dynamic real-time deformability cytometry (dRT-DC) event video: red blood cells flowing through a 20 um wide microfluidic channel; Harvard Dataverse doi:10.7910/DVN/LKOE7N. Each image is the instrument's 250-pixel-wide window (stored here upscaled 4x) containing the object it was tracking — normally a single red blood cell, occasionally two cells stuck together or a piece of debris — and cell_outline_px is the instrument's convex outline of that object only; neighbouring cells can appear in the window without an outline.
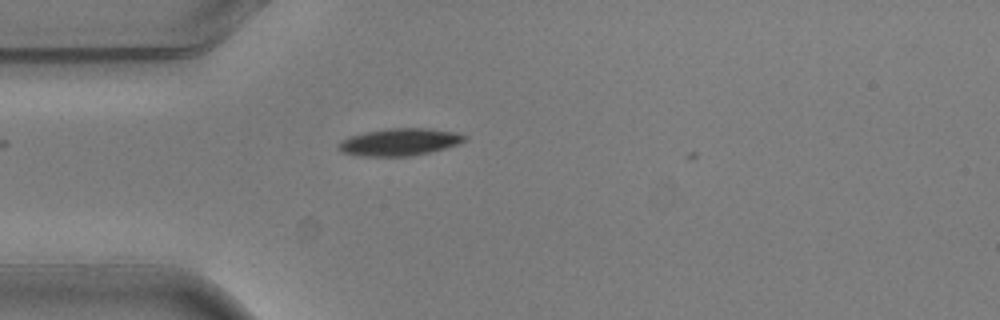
{"species": "common noctule bat (a hibernating species)", "species_latin": "Nyctalus noctula", "temperature_condition": "warm", "stored_images_in_passage": 2, "camera_frame_rate_fps": 3000, "um_per_image_px": 0.085, "animal": {"sex": "male", "body_mass_g": 20.5, "forearm_length_mm": 52.5}, "frame": {"image": 1, "passage_image": 2, "time_ms": 0.333, "image_size_px": [1000, 320], "cell_outline_px": [[468, 140], [460, 144], [412, 156], [360, 156], [340, 152], [336, 148], [336, 144], [352, 136], [368, 132], [388, 128], [428, 128], [456, 132], [468, 136]], "centroid_in_image_um": [34.0, 12.07], "position_along_channel_um": 51.0, "area_um2": 20.06}}